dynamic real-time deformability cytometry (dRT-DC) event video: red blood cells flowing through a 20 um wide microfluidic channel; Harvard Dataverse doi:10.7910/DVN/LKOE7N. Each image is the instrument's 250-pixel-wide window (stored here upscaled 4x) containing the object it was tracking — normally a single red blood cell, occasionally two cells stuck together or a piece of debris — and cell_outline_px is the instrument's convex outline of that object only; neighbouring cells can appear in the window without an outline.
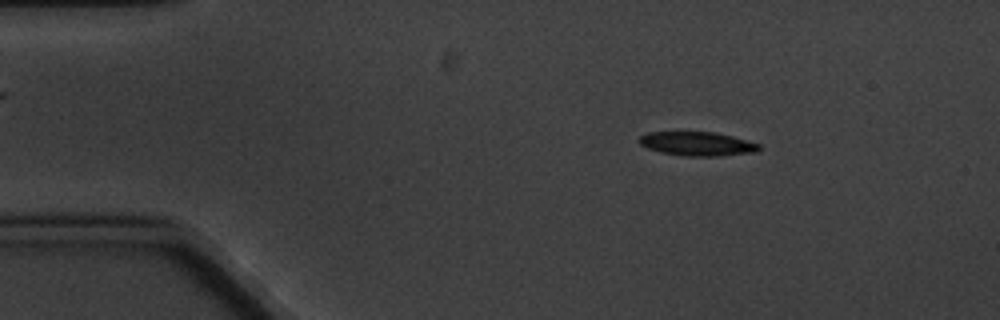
{"species": "common noctule bat (a hibernating species)", "species_latin": "Nyctalus noctula", "temperature_condition": "cold", "stored_images_in_passage": 8, "camera_frame_rate_fps": 3000, "um_per_image_px": 0.085, "animal": {"sex": "male", "body_mass_g": 20.1, "forearm_length_mm": 53.5}, "frame": {"image": 1, "passage_image": 2, "time_ms": 1.0, "image_size_px": [1000, 320], "cell_outline_px": [[760, 148], [756, 152], [720, 156], [684, 156], [660, 152], [648, 148], [640, 144], [636, 140], [640, 136], [648, 132], [716, 132], [732, 136], [760, 144]], "centroid_in_image_um": [59.25, 12.22], "position_along_channel_um": 25.8, "area_um2": 16.82}}
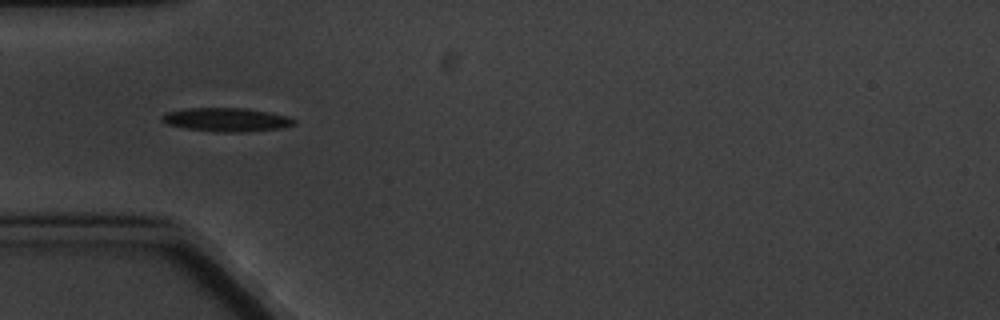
{"frame": {"image": 2, "passage_image": 4, "time_ms": 4.0, "image_size_px": [1000, 320], "cell_outline_px": [[296, 124], [276, 128], [240, 132], [220, 132], [184, 128], [168, 124], [160, 120], [160, 116], [168, 112], [188, 108], [244, 108], [268, 112], [288, 116], [296, 120]], "centroid_in_image_um": [19.22, 10.17], "position_along_channel_um": 65.8, "area_um2": 17.98}}
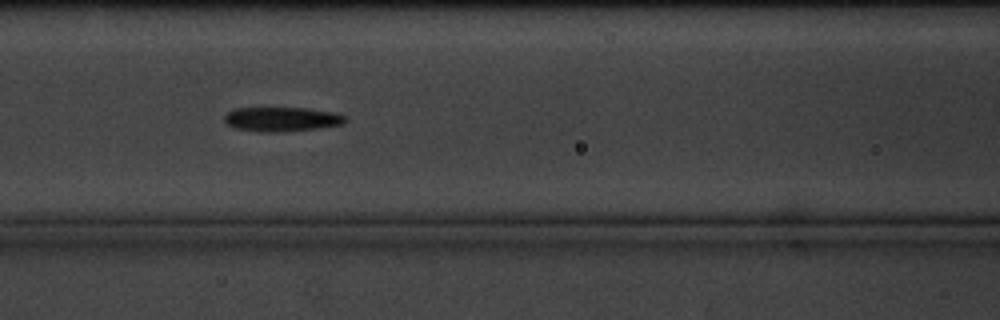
{"frame": {"image": 3, "passage_image": 6, "time_ms": 6.333, "image_size_px": [1000, 320], "cell_outline_px": [[348, 120], [344, 124], [320, 128], [276, 132], [260, 132], [236, 128], [228, 124], [224, 120], [224, 116], [232, 108], [308, 108], [336, 112], [344, 116]], "centroid_in_image_um": [23.98, 10.12], "position_along_channel_um": 142.6, "area_um2": 17.28}}